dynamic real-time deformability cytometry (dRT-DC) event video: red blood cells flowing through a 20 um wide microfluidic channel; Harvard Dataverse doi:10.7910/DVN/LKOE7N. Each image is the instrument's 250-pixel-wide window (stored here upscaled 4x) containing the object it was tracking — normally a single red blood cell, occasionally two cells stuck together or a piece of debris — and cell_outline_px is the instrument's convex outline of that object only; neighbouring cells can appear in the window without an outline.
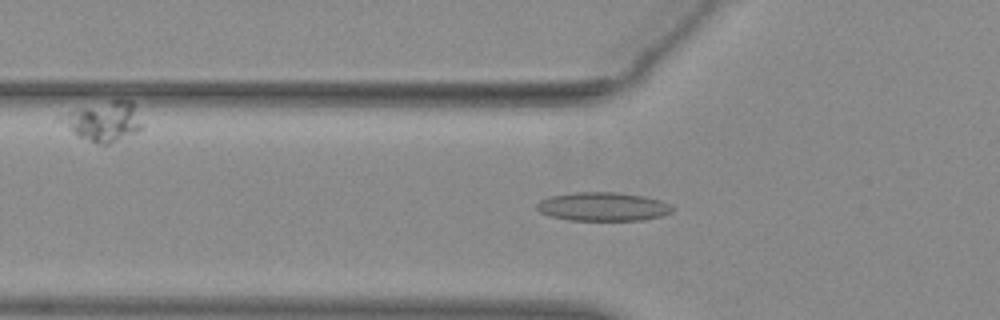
{"species": "common noctule bat (a hibernating species)", "species_latin": "Nyctalus noctula", "temperature_condition": "warm", "stored_images_in_passage": 48, "camera_frame_rate_fps": 3000, "um_per_image_px": 0.085, "animal": {"sex": "female", "body_mass_g": 29.2, "forearm_length_mm": 56.3}, "frame": {"image": 1, "passage_image": 19, "time_ms": 6.0, "image_size_px": [1000, 320], "cell_outline_px": [[672, 212], [660, 216], [640, 220], [568, 220], [548, 216], [540, 212], [536, 208], [536, 204], [540, 200], [548, 196], [572, 192], [616, 192], [644, 196], [660, 200], [668, 204], [672, 208]], "centroid_in_image_um": [51.18, 17.56], "position_along_channel_um": 74.6, "area_um2": 22.72}}
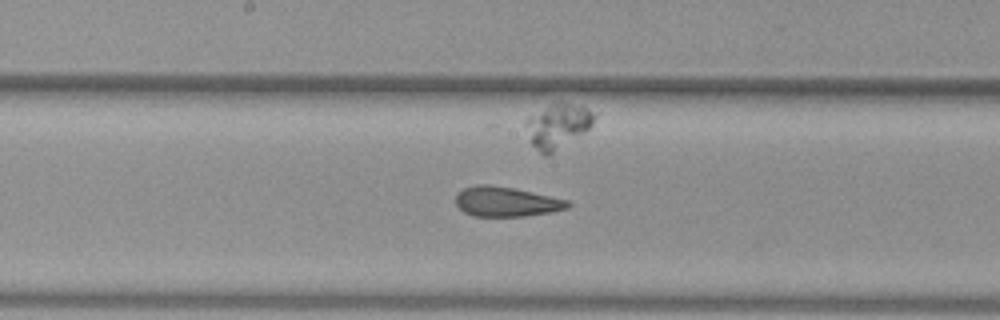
{"frame": {"image": 2, "passage_image": 29, "time_ms": 9.333, "image_size_px": [1000, 320], "cell_outline_px": [[572, 204], [568, 208], [552, 212], [524, 216], [472, 216], [464, 212], [456, 204], [456, 196], [464, 188], [476, 184], [488, 184], [512, 188], [568, 200]], "centroid_in_image_um": [43.03, 17.15], "position_along_channel_um": 205.2, "area_um2": 19.31}}
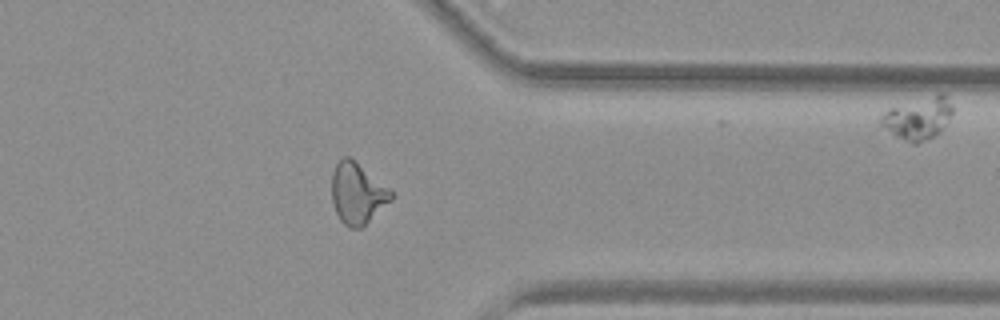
{"frame": {"image": 3, "passage_image": 43, "time_ms": 14.0, "image_size_px": [1000, 320], "cell_outline_px": [[392, 200], [360, 228], [348, 228], [340, 220], [336, 212], [332, 200], [332, 172], [336, 164], [344, 156], [348, 156], [388, 188], [392, 192]], "centroid_in_image_um": [30.35, 16.46], "position_along_channel_um": 381.1, "area_um2": 20.58}}